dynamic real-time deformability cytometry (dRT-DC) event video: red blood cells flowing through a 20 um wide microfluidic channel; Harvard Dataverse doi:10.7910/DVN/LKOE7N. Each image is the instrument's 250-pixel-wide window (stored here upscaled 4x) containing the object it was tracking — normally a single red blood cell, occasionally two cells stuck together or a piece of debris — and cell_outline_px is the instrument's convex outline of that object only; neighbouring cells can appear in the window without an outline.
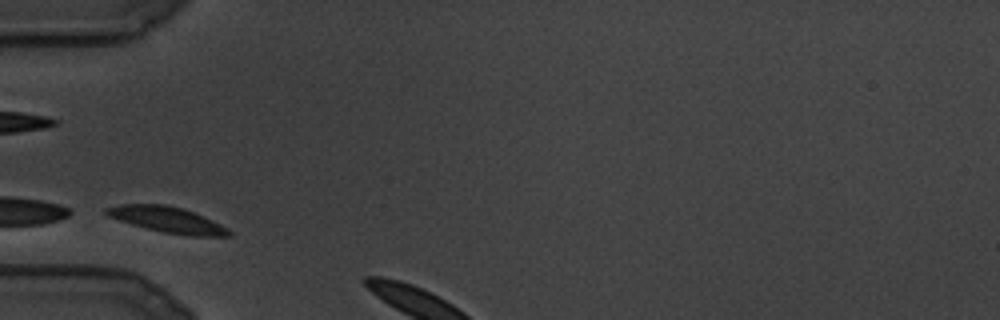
{"species": "common noctule bat (a hibernating species)", "species_latin": "Nyctalus noctula", "temperature_condition": "cold", "stored_images_in_passage": 4, "camera_frame_rate_fps": 3000, "um_per_image_px": 0.085, "animal": {"sex": "male", "body_mass_g": 19.5, "forearm_length_mm": 54.6}, "frame": {"image": 1, "passage_image": 1, "time_ms": 0.0, "image_size_px": [1000, 320], "cell_outline_px": [[232, 236], [188, 236], [164, 232], [132, 224], [108, 216], [104, 212], [104, 208], [120, 204], [164, 204], [184, 208], [204, 216], [212, 220], [232, 232]], "centroid_in_image_um": [14.22, 18.66], "position_along_channel_um": 70.8, "area_um2": 18.32}}